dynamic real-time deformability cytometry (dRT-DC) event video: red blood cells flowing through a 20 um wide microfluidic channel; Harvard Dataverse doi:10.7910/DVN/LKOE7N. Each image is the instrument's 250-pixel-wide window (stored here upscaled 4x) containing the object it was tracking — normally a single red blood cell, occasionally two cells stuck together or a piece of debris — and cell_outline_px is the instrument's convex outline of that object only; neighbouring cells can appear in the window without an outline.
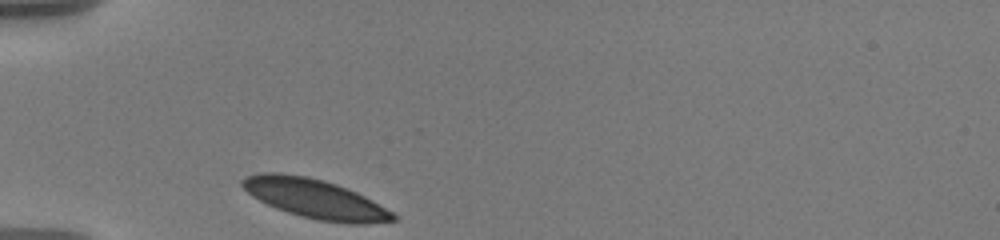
{"species": "human", "species_latin": "Homo sapiens", "temperature_condition": "warm", "stored_images_in_passage": 26, "camera_frame_rate_fps": 3000, "um_per_image_px": 0.085, "donor": {"sex": "male"}, "frame": {"image": 1, "passage_image": 1, "time_ms": 0.0, "image_size_px": [1000, 240], "cell_outline_px": [[396, 220], [364, 224], [348, 224], [316, 220], [300, 216], [276, 208], [252, 196], [240, 184], [240, 180], [248, 176], [260, 172], [280, 172], [308, 176], [324, 180], [336, 184], [356, 192], [372, 200], [392, 212], [396, 216]], "centroid_in_image_um": [26.76, 16.89], "position_along_channel_um": 58.2, "area_um2": 34.45}}
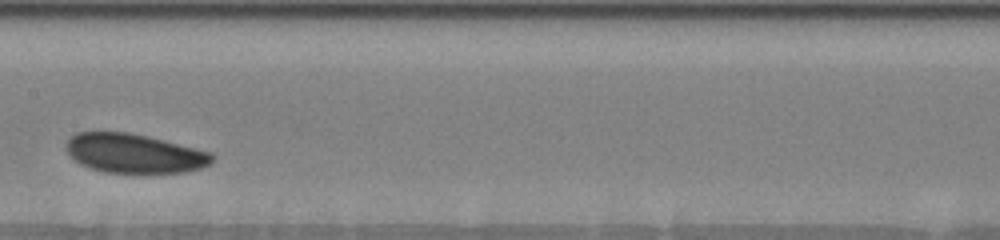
{"frame": {"image": 2, "passage_image": 8, "time_ms": 4.333, "image_size_px": [1000, 240], "cell_outline_px": [[216, 156], [208, 164], [200, 168], [184, 172], [104, 172], [80, 164], [68, 152], [68, 136], [76, 132], [128, 132], [148, 136], [212, 152]], "centroid_in_image_um": [11.43, 13.02], "position_along_channel_um": 196.0, "area_um2": 33.0}}
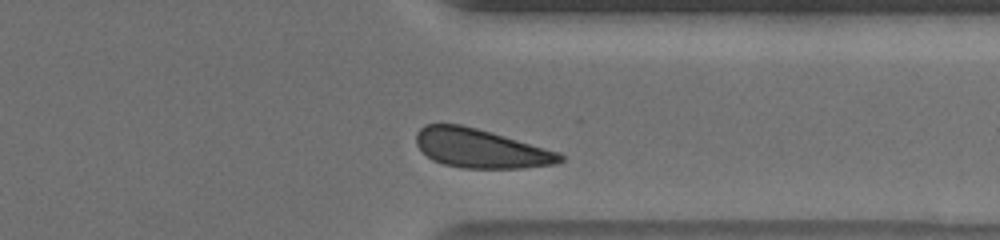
{"frame": {"image": 3, "passage_image": 22, "time_ms": 9.333, "image_size_px": [1000, 240], "cell_outline_px": [[564, 160], [556, 164], [524, 168], [460, 168], [444, 164], [432, 160], [416, 144], [416, 132], [424, 124], [460, 124], [492, 132], [560, 152], [564, 156]], "centroid_in_image_um": [40.87, 12.62], "position_along_channel_um": 370.5, "area_um2": 32.77}, "authors_computed_cell_mechanics": {"area_um2": 33.6107, "velocity_mm_per_s": 3.4866, "shape_relaxation_time_tau1_ms": 1.4951, "shape_relaxation_time_tau2_ms": 10.0863, "deformation_change_tau1": 0.0576, "deformation_change_tau2": 0.1414}}